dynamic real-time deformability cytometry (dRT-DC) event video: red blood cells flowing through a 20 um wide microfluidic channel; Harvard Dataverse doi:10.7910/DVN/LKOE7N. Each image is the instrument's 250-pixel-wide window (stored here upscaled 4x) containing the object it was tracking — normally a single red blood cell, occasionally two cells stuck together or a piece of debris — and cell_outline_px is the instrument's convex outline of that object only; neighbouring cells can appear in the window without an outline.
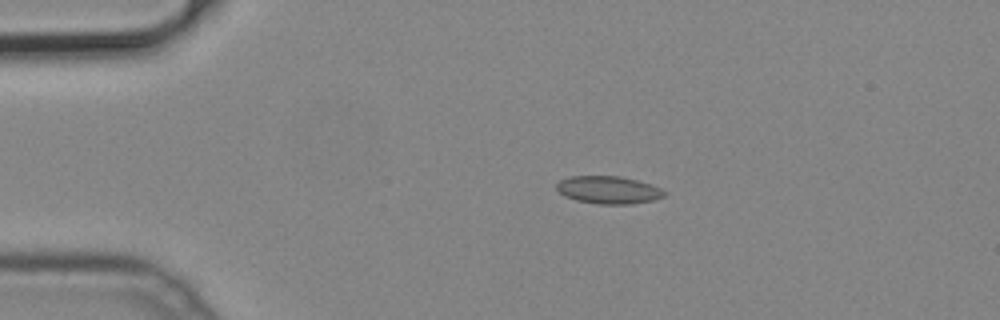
{"species": "common noctule bat (a hibernating species)", "species_latin": "Nyctalus noctula", "temperature_condition": "cold", "stored_images_in_passage": 42, "camera_frame_rate_fps": 3000, "um_per_image_px": 0.085, "animal": {"sex": "male", "body_mass_g": 19.2, "forearm_length_mm": 51.8}, "frame": {"image": 1, "passage_image": 1, "time_ms": 0.0, "image_size_px": [1000, 320], "cell_outline_px": [[668, 192], [664, 196], [652, 200], [632, 204], [596, 204], [576, 200], [564, 196], [556, 188], [556, 184], [560, 180], [572, 176], [620, 176], [652, 184]], "centroid_in_image_um": [51.73, 16.14], "position_along_channel_um": 33.3, "area_um2": 17.4}}
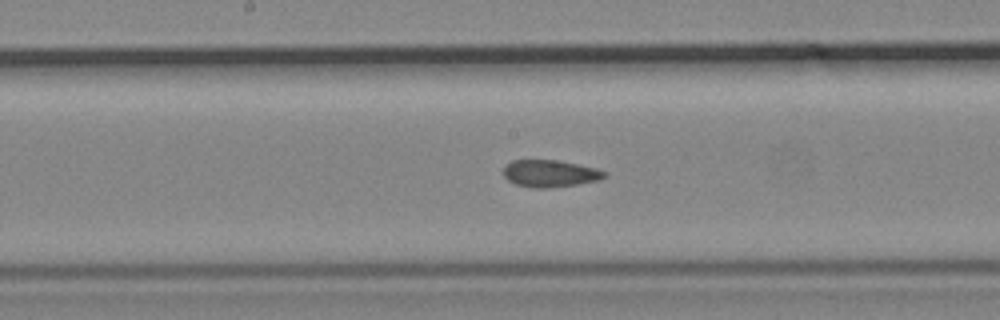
{"frame": {"image": 2, "passage_image": 17, "time_ms": 5.333, "image_size_px": [1000, 320], "cell_outline_px": [[608, 176], [600, 180], [576, 184], [548, 188], [532, 188], [516, 184], [508, 180], [504, 176], [504, 168], [512, 160], [560, 160], [596, 168], [608, 172]], "centroid_in_image_um": [46.8, 14.74], "position_along_channel_um": 201.4, "area_um2": 16.01}}
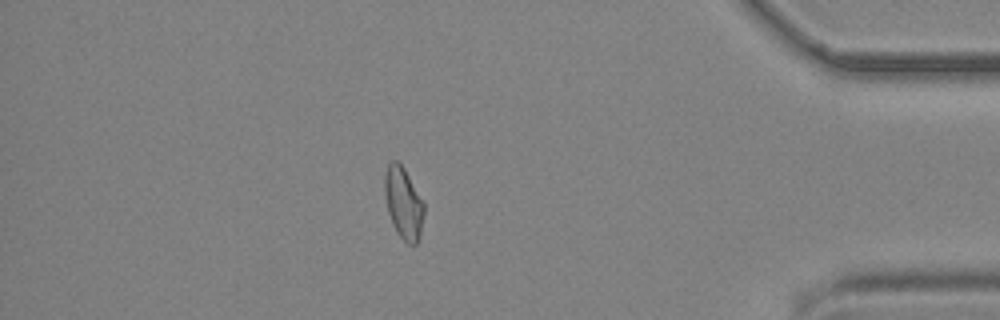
{"frame": {"image": 3, "passage_image": 35, "time_ms": 11.333, "image_size_px": [1000, 320], "cell_outline_px": [[424, 212], [420, 240], [416, 244], [408, 244], [396, 232], [392, 224], [388, 212], [384, 196], [384, 176], [388, 164], [392, 160], [396, 160], [404, 168], [424, 204]], "centroid_in_image_um": [34.28, 17.29], "position_along_channel_um": 400.9, "area_um2": 16.47}}